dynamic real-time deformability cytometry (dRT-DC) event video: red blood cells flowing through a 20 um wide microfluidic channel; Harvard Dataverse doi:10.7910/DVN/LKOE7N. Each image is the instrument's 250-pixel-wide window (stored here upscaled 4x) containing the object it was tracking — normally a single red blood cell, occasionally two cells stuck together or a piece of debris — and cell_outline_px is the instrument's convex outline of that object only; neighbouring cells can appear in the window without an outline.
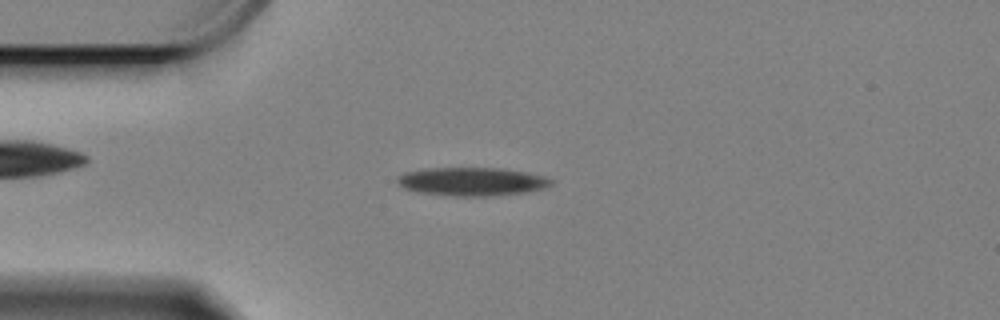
{"species": "Egyptian fruit bat (a non-hibernating species)", "species_latin": "Rousettus aegyptiacus", "temperature_condition": "cold", "stored_images_in_passage": 58, "camera_frame_rate_fps": 3000, "um_per_image_px": 0.085, "animal": {"sex": "female"}, "frame": {"image": 1, "passage_image": 13, "time_ms": 4.0, "image_size_px": [1000, 320], "cell_outline_px": [[556, 180], [548, 188], [528, 192], [492, 196], [456, 196], [420, 192], [404, 188], [396, 180], [404, 172], [424, 168], [504, 168], [528, 172], [544, 176]], "centroid_in_image_um": [40.21, 15.43], "position_along_channel_um": 44.8, "area_um2": 25.72}}
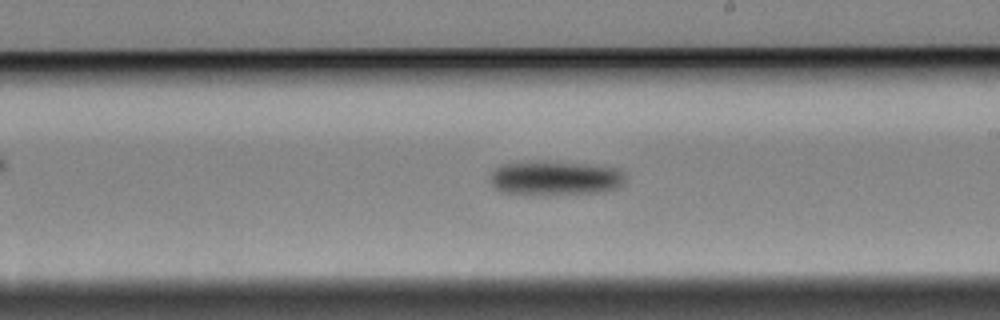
{"frame": {"image": 2, "passage_image": 32, "time_ms": 10.333, "image_size_px": [1000, 320], "cell_outline_px": [[624, 184], [620, 188], [604, 192], [548, 196], [504, 192], [496, 188], [488, 180], [488, 176], [500, 164], [540, 160], [588, 164], [620, 168], [624, 172]], "centroid_in_image_um": [47.22, 15.14], "position_along_channel_um": 241.8, "area_um2": 28.09}}
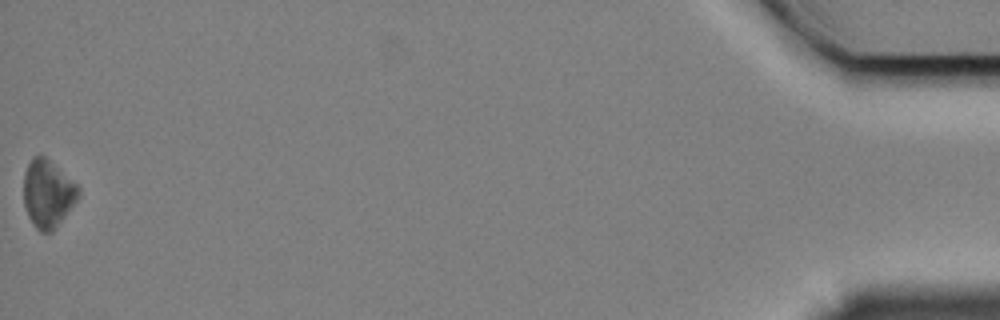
{"frame": {"image": 3, "passage_image": 58, "time_ms": 19.0, "image_size_px": [1000, 320], "cell_outline_px": [[80, 196], [52, 232], [40, 232], [36, 228], [28, 216], [24, 204], [24, 172], [32, 156], [44, 156], [76, 184], [80, 188]], "centroid_in_image_um": [4.05, 16.47], "position_along_channel_um": 431.1, "area_um2": 21.27}, "authors_computed_cell_mechanics": {"area_um2": 25.1141, "velocity_mm_per_s": 3.3241, "shape_relaxation_time_tau1_ms": 4.8828, "shape_relaxation_time_tau2_ms": null, "deformation_change_tau1": 0.1234, "deformation_change_tau2": null}}